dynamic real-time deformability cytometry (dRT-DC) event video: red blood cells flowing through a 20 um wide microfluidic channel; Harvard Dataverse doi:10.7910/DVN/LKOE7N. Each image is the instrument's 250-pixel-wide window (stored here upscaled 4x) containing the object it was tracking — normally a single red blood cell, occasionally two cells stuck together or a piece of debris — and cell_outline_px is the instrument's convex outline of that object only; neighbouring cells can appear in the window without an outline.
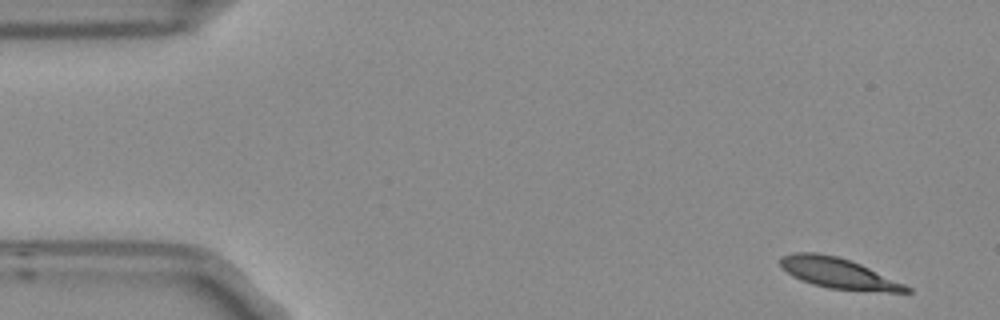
{"species": "Egyptian fruit bat (a non-hibernating species)", "species_latin": "Rousettus aegyptiacus", "temperature_condition": "room temperature", "stored_images_in_passage": 5, "segment_of_instrument_passage": [2, 2], "camera_frame_rate_fps": 3000, "um_per_image_px": 0.085, "frame": {"image": 1, "passage_image": 5, "time_ms": 1.333, "image_size_px": [1000, 320], "cell_outline_px": [[912, 292], [888, 292], [828, 288], [812, 284], [792, 276], [780, 268], [780, 256], [792, 252], [816, 252], [836, 256], [860, 264], [904, 284], [912, 288]], "centroid_in_image_um": [71.2, 23.22], "position_along_channel_um": 13.8, "area_um2": 22.31}}